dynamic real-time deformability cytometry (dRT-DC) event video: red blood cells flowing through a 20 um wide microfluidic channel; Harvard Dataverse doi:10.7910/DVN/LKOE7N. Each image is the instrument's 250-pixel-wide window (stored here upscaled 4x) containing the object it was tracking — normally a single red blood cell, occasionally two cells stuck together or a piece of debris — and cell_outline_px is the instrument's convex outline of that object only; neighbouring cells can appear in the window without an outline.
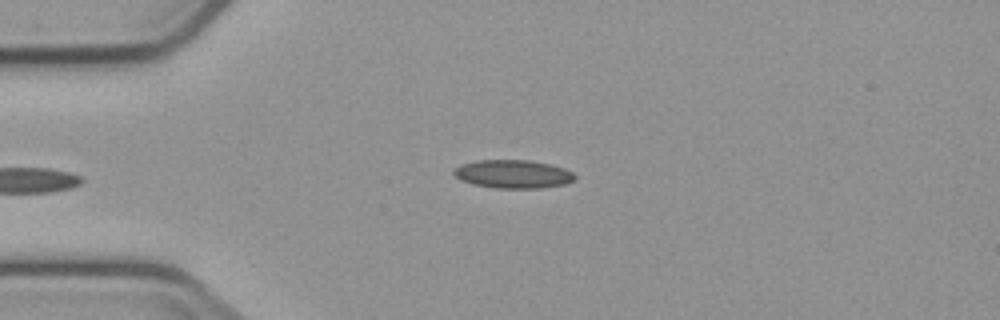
{"species": "common noctule bat (a hibernating species)", "species_latin": "Nyctalus noctula", "temperature_condition": "cold", "stored_images_in_passage": 8, "camera_frame_rate_fps": 3000, "um_per_image_px": 0.085, "animal": {"sex": "male", "body_mass_g": 23.1, "forearm_length_mm": 52.7}, "frame": {"image": 1, "passage_image": 2, "time_ms": 1.0, "image_size_px": [1000, 320], "cell_outline_px": [[576, 176], [572, 180], [564, 184], [540, 188], [496, 188], [472, 184], [460, 180], [452, 172], [452, 168], [460, 164], [476, 160], [528, 160], [552, 164], [564, 168], [572, 172]], "centroid_in_image_um": [43.56, 14.78], "position_along_channel_um": 41.4, "area_um2": 20.11}}
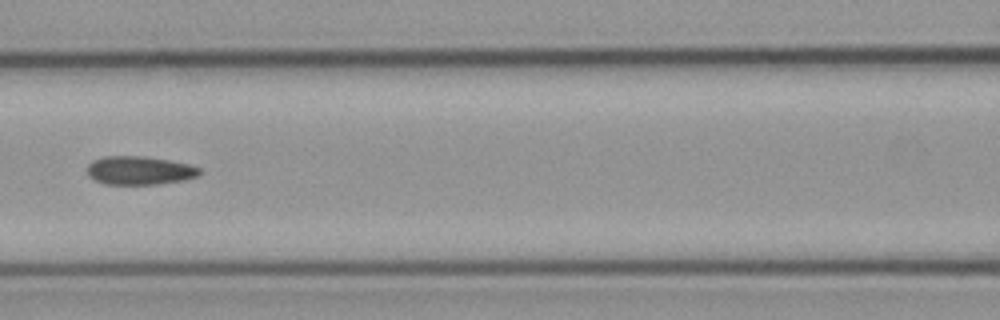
{"frame": {"image": 2, "passage_image": 5, "time_ms": 4.667, "image_size_px": [1000, 320], "cell_outline_px": [[200, 172], [196, 176], [184, 180], [156, 184], [104, 184], [88, 176], [88, 164], [92, 160], [104, 156], [144, 156], [168, 160], [188, 164], [200, 168]], "centroid_in_image_um": [11.82, 14.48], "position_along_channel_um": 154.8, "area_um2": 18.55}}
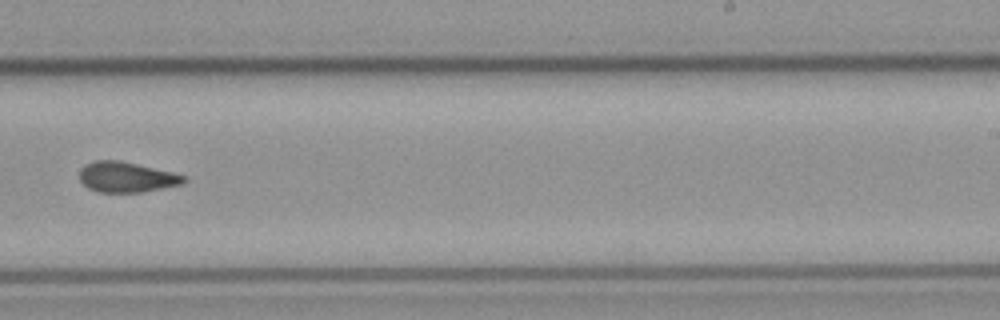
{"frame": {"image": 3, "passage_image": 8, "time_ms": 8.0, "image_size_px": [1000, 320], "cell_outline_px": [[188, 180], [184, 184], [164, 188], [140, 192], [96, 192], [88, 188], [80, 180], [80, 168], [84, 164], [96, 160], [120, 160], [172, 172], [184, 176]], "centroid_in_image_um": [10.75, 15.05], "position_along_channel_um": 278.3, "area_um2": 18.55}}